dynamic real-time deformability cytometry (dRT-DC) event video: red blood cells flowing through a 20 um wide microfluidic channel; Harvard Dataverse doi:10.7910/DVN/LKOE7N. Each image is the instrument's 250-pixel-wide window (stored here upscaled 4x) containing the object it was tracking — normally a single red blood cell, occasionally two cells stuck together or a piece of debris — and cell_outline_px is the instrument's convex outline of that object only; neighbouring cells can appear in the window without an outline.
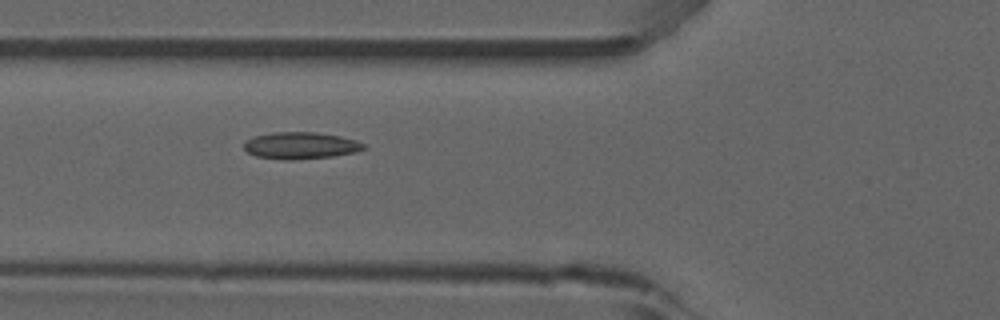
{"species": "common noctule bat (a hibernating species)", "species_latin": "Nyctalus noctula", "temperature_condition": "room temperature", "stored_images_in_passage": 33, "camera_frame_rate_fps": 3000, "um_per_image_px": 0.085, "animal": {"sex": "male", "forearm_length_mm": 52.5}, "frame": {"image": 1, "passage_image": 6, "time_ms": 1.667, "image_size_px": [1000, 320], "cell_outline_px": [[364, 148], [356, 152], [332, 156], [292, 160], [284, 160], [256, 156], [248, 152], [244, 148], [244, 140], [252, 136], [272, 132], [316, 132], [340, 136], [356, 140], [364, 144]], "centroid_in_image_um": [25.5, 12.36], "position_along_channel_um": 100.3, "area_um2": 18.79}}
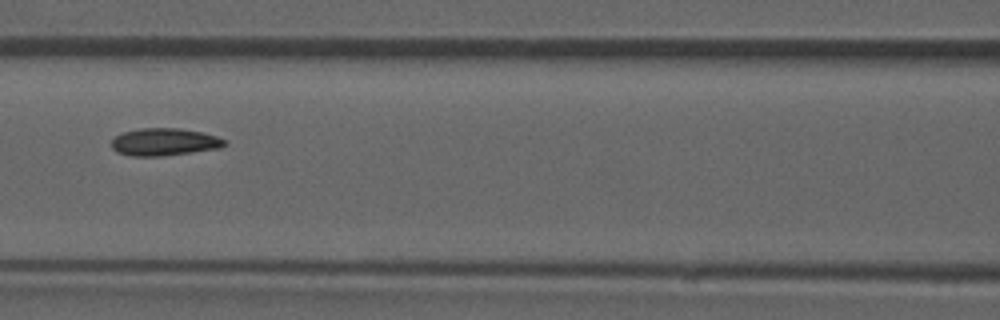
{"frame": {"image": 2, "passage_image": 10, "time_ms": 3.0, "image_size_px": [1000, 320], "cell_outline_px": [[228, 144], [220, 148], [164, 156], [132, 156], [116, 152], [112, 148], [112, 140], [120, 132], [140, 128], [180, 128], [204, 132], [228, 140]], "centroid_in_image_um": [13.99, 12.06], "position_along_channel_um": 152.6, "area_um2": 18.38}, "authors_computed_cell_mechanics": {"area_um2": 17.6868, "velocity_mm_per_s": 3.9037, "shape_relaxation_time_tau1_ms": null, "shape_relaxation_time_tau2_ms": 2.2063, "deformation_change_tau1": null, "deformation_change_tau2": 0.0742}}